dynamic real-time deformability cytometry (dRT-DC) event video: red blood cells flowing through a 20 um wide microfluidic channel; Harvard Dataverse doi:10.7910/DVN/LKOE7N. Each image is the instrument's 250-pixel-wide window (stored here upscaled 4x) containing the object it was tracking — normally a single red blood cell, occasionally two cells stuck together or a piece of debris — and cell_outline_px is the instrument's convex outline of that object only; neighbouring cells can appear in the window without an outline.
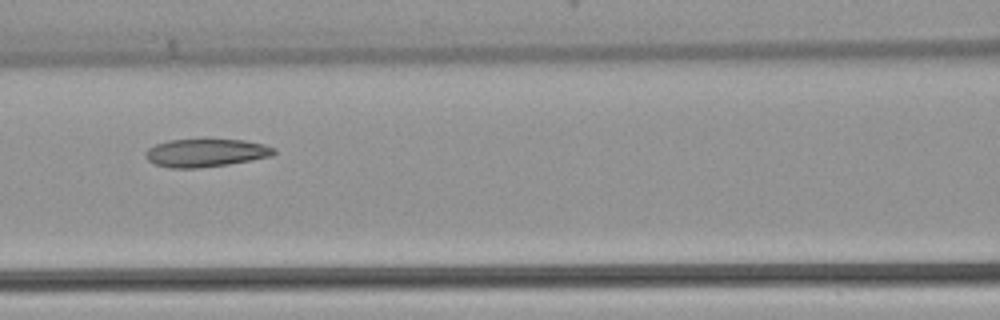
{"species": "common noctule bat (a hibernating species)", "species_latin": "Nyctalus noctula", "temperature_condition": "warm", "stored_images_in_passage": 6, "camera_frame_rate_fps": 3000, "um_per_image_px": 0.085, "animal": {"sex": "female", "body_mass_g": 22.7, "forearm_length_mm": 54.2}, "frame": {"image": 1, "passage_image": 6, "time_ms": 1.667, "image_size_px": [1000, 320], "cell_outline_px": [[276, 152], [272, 156], [252, 160], [228, 164], [200, 168], [168, 168], [152, 164], [144, 156], [144, 152], [148, 148], [156, 144], [168, 140], [244, 140], [264, 144], [276, 148]], "centroid_in_image_um": [17.47, 13.0], "position_along_channel_um": 149.1, "area_um2": 21.1}}